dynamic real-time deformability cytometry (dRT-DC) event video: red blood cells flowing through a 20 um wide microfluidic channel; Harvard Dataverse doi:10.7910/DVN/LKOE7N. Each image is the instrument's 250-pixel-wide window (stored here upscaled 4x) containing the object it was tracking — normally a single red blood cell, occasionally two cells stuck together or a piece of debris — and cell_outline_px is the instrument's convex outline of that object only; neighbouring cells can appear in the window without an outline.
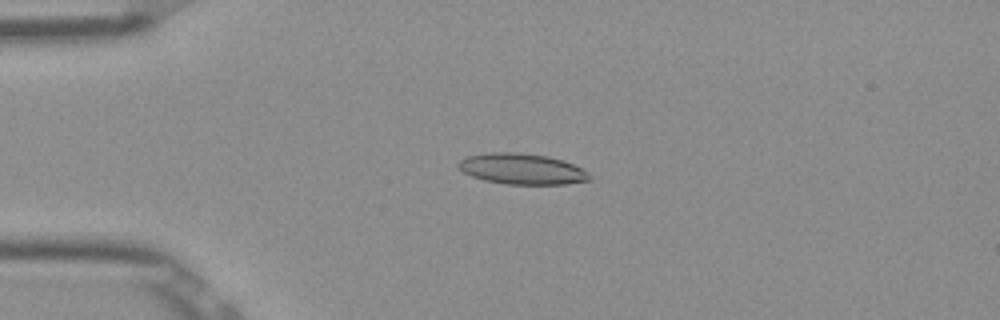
{"species": "Egyptian fruit bat (a non-hibernating species)", "species_latin": "Rousettus aegyptiacus", "temperature_condition": "room temperature", "stored_images_in_passage": 52, "camera_frame_rate_fps": 3000, "um_per_image_px": 0.085, "frame": {"image": 1, "passage_image": 13, "time_ms": 4.0, "image_size_px": [1000, 320], "cell_outline_px": [[592, 180], [568, 184], [504, 184], [484, 180], [472, 176], [464, 172], [456, 164], [460, 160], [468, 156], [492, 152], [516, 152], [548, 156], [572, 164], [588, 172], [592, 176]], "centroid_in_image_um": [44.38, 14.37], "position_along_channel_um": 40.6, "area_um2": 23.47}}
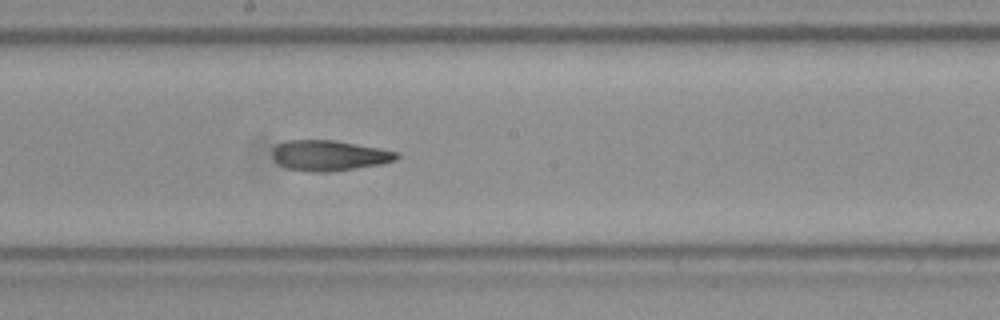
{"frame": {"image": 2, "passage_image": 29, "time_ms": 9.333, "image_size_px": [1000, 320], "cell_outline_px": [[400, 156], [396, 160], [380, 164], [328, 172], [312, 172], [288, 168], [280, 164], [272, 156], [272, 148], [276, 144], [288, 140], [336, 140], [380, 148], [400, 152]], "centroid_in_image_um": [27.99, 13.2], "position_along_channel_um": 220.2, "area_um2": 22.08}}
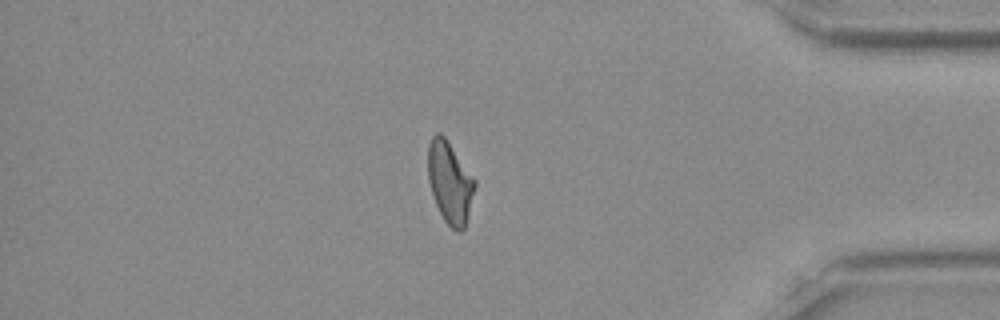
{"frame": {"image": 3, "passage_image": 45, "time_ms": 14.667, "image_size_px": [1000, 320], "cell_outline_px": [[476, 188], [468, 216], [464, 228], [460, 232], [456, 232], [444, 220], [436, 204], [428, 180], [428, 144], [432, 136], [436, 132], [440, 132], [444, 136], [476, 180]], "centroid_in_image_um": [38.25, 15.5], "position_along_channel_um": 397.0, "area_um2": 22.25}, "authors_computed_cell_mechanics": {"area_um2": 22.253, "velocity_mm_per_s": 3.8976, "shape_relaxation_time_tau1_ms": null, "shape_relaxation_time_tau2_ms": 4.347, "deformation_change_tau1": null, "deformation_change_tau2": 0.1274}}